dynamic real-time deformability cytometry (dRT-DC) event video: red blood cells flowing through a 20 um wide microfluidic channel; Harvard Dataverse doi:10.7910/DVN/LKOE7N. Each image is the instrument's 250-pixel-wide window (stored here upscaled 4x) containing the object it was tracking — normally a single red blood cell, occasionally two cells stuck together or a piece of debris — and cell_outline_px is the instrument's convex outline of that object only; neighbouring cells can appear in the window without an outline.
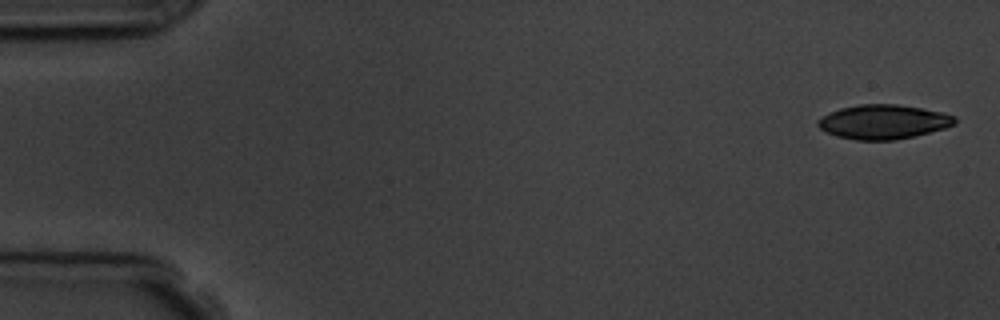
{"species": "common noctule bat (a hibernating species)", "species_latin": "Nyctalus noctula", "temperature_condition": "room temperature", "stored_images_in_passage": 3, "camera_frame_rate_fps": 3000, "um_per_image_px": 0.085, "animal": {"sex": "male", "body_mass_g": 19.5, "forearm_length_mm": 54.6}, "frame": {"image": 1, "passage_image": 1, "time_ms": 0.0, "image_size_px": [1000, 320], "cell_outline_px": [[956, 124], [944, 128], [896, 140], [856, 140], [836, 136], [820, 128], [816, 124], [816, 120], [828, 112], [840, 108], [860, 104], [896, 104], [920, 108], [940, 112], [956, 116]], "centroid_in_image_um": [75.05, 10.35], "position_along_channel_um": 10.0, "area_um2": 27.28}}